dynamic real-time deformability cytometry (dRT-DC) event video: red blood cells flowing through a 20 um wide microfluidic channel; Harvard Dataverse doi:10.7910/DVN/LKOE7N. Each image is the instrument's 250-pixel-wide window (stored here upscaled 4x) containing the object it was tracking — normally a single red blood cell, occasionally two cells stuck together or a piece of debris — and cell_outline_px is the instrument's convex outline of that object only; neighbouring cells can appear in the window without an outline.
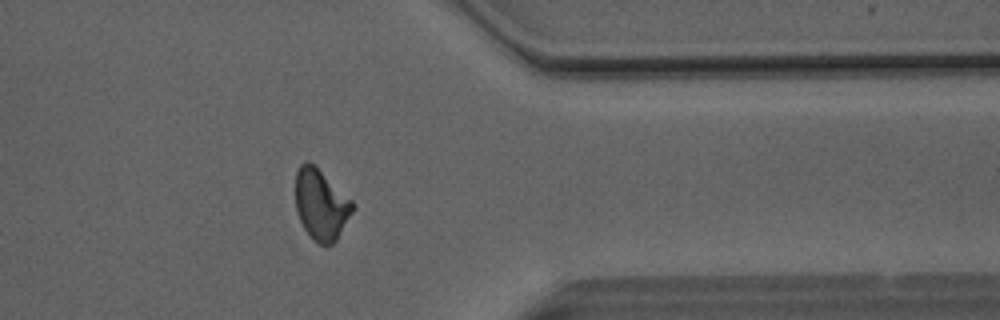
{"species": "Egyptian fruit bat (a non-hibernating species)", "species_latin": "Rousettus aegyptiacus", "temperature_condition": "room temperature", "stored_images_in_passage": 43, "camera_frame_rate_fps": 3000, "um_per_image_px": 0.085, "animal": {"sex": "male"}, "frame": {"image": 1, "passage_image": 33, "time_ms": 10.667, "image_size_px": [1000, 320], "cell_outline_px": [[356, 208], [336, 240], [332, 244], [320, 244], [304, 228], [296, 212], [296, 172], [300, 164], [304, 160], [308, 160], [352, 200], [356, 204]], "centroid_in_image_um": [27.3, 17.37], "position_along_channel_um": 384.1, "area_um2": 23.29}}
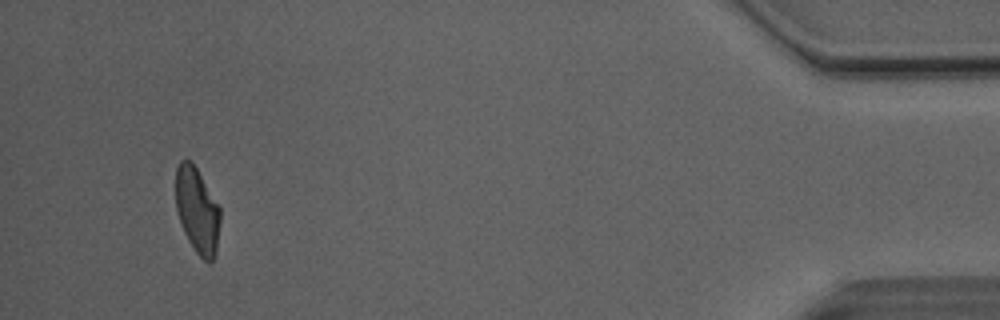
{"frame": {"image": 2, "passage_image": 40, "time_ms": 13.0, "image_size_px": [1000, 320], "cell_outline_px": [[220, 220], [216, 252], [212, 264], [208, 264], [196, 252], [188, 240], [184, 232], [176, 208], [176, 168], [180, 160], [188, 160], [196, 168], [220, 208]], "centroid_in_image_um": [16.77, 17.93], "position_along_channel_um": 418.4, "area_um2": 21.96}, "authors_computed_cell_mechanics": {"area_um2": 23.6402, "velocity_mm_per_s": 4.1127, "shape_relaxation_time_tau1_ms": 6.9235, "shape_relaxation_time_tau2_ms": 2.2331, "deformation_change_tau1": 0.1952, "deformation_change_tau2": 0.0955}}